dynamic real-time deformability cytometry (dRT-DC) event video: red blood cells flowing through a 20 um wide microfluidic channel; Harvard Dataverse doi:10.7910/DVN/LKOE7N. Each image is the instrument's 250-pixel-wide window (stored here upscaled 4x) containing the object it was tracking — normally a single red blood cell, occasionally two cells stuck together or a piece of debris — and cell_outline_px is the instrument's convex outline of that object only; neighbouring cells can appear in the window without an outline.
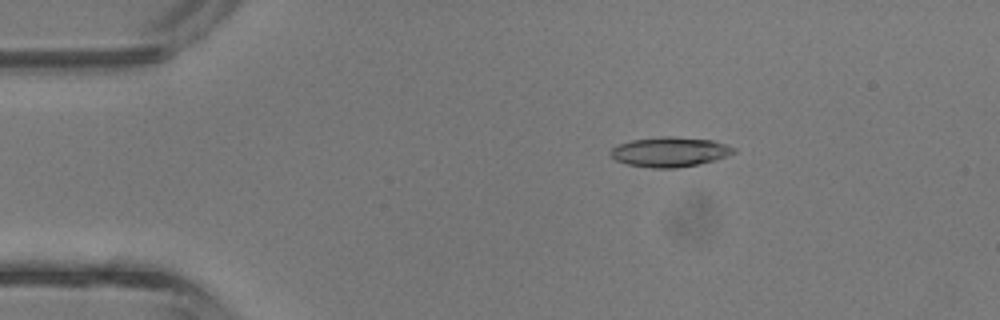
{"species": "common noctule bat (a hibernating species)", "species_latin": "Nyctalus noctula", "temperature_condition": "room temperature", "stored_images_in_passage": 3, "camera_frame_rate_fps": 3000, "um_per_image_px": 0.085, "animal": {"sex": "male", "body_mass_g": 13.3}, "frame": {"image": 1, "passage_image": 2, "time_ms": 0.333, "image_size_px": [1000, 320], "cell_outline_px": [[736, 152], [716, 160], [676, 168], [652, 168], [628, 164], [616, 160], [608, 152], [612, 148], [620, 144], [632, 140], [660, 136], [672, 136], [712, 140], [736, 148]], "centroid_in_image_um": [56.94, 12.91], "position_along_channel_um": 28.1, "area_um2": 21.27}}